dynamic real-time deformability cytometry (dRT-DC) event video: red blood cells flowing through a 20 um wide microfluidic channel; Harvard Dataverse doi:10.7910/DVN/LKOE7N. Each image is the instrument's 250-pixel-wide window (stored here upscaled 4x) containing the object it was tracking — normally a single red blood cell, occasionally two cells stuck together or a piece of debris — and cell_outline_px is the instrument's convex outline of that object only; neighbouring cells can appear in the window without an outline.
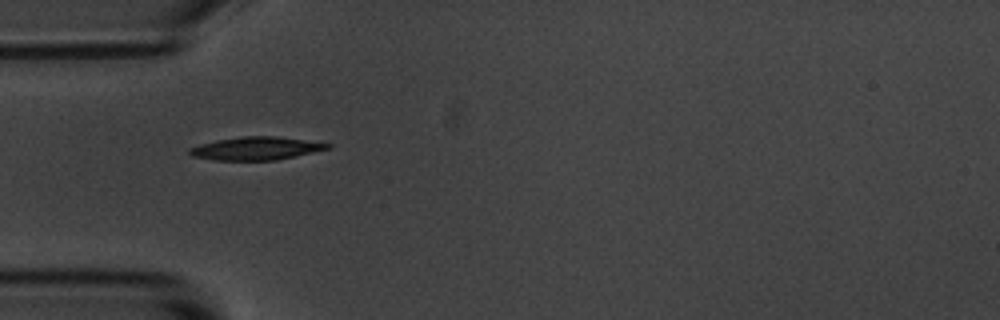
{"species": "common noctule bat (a hibernating species)", "species_latin": "Nyctalus noctula", "temperature_condition": "room temperature", "stored_images_in_passage": 2, "camera_frame_rate_fps": 3000, "um_per_image_px": 0.085, "animal": {"sex": "male", "body_mass_g": 20.1, "forearm_length_mm": 53.5}, "frame": {"image": 1, "passage_image": 1, "time_ms": 0.0, "image_size_px": [1000, 320], "cell_outline_px": [[332, 148], [296, 156], [276, 160], [212, 160], [192, 156], [188, 152], [188, 148], [200, 144], [216, 140], [244, 136], [276, 136], [332, 144]], "centroid_in_image_um": [21.76, 12.62], "position_along_channel_um": 63.2, "area_um2": 18.55}}